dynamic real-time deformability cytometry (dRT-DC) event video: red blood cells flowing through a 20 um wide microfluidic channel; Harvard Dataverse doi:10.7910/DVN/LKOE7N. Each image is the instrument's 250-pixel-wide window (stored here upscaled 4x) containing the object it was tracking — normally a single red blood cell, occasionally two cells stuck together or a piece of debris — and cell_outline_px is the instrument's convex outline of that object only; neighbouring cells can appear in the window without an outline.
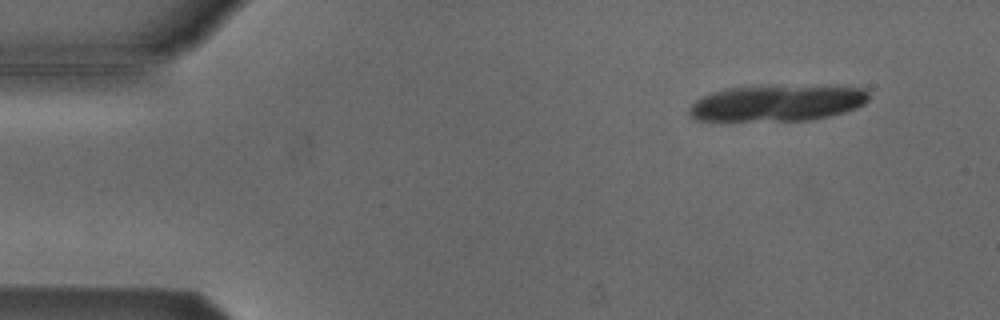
{"species": "Egyptian fruit bat (a non-hibernating species)", "species_latin": "Rousettus aegyptiacus", "temperature_condition": "cold", "stored_images_in_passage": 16, "camera_frame_rate_fps": 3000, "um_per_image_px": 0.085, "animal": {"sex": "male"}, "frame": {"image": 1, "passage_image": 3, "time_ms": 0.667, "image_size_px": [1000, 320], "cell_outline_px": [[868, 100], [864, 104], [856, 108], [844, 112], [812, 120], [696, 120], [688, 112], [688, 108], [696, 100], [712, 92], [724, 88], [828, 84], [864, 88], [868, 92]], "centroid_in_image_um": [66.14, 8.73], "position_along_channel_um": 18.9, "area_um2": 38.21}}